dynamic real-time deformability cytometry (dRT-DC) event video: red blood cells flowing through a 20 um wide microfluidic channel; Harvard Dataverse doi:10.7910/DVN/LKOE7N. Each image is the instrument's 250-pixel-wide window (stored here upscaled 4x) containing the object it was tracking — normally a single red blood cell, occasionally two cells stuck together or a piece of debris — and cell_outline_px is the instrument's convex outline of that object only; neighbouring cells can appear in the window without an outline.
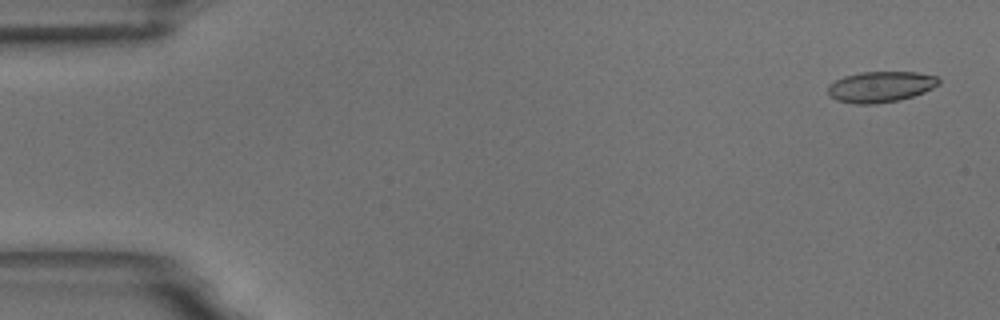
{"species": "common noctule bat (a hibernating species)", "species_latin": "Nyctalus noctula", "temperature_condition": "room temperature", "stored_images_in_passage": 54, "camera_frame_rate_fps": 3000, "um_per_image_px": 0.085, "animal": {"sex": "male", "body_mass_g": 18.8}, "frame": {"image": 1, "passage_image": 2, "time_ms": 0.333, "image_size_px": [1000, 320], "cell_outline_px": [[940, 84], [924, 92], [900, 100], [876, 104], [856, 104], [836, 100], [828, 96], [828, 84], [844, 76], [860, 72], [916, 72], [936, 76], [940, 80]], "centroid_in_image_um": [74.83, 7.38], "position_along_channel_um": 10.2, "area_um2": 20.06}}
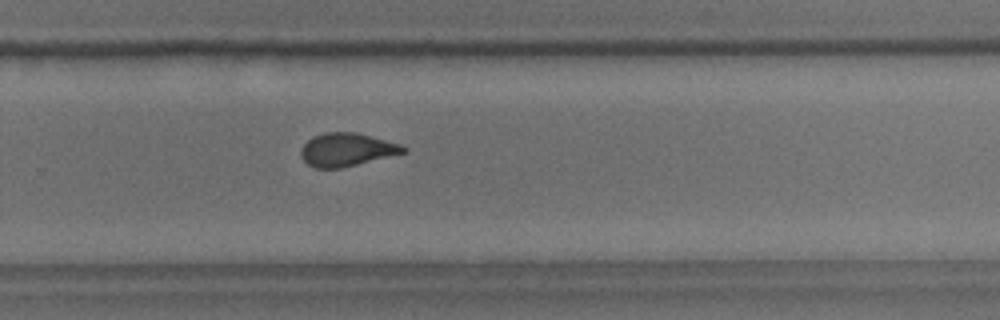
{"frame": {"image": 2, "passage_image": 36, "time_ms": 11.667, "image_size_px": [1000, 320], "cell_outline_px": [[408, 148], [404, 152], [340, 168], [316, 168], [308, 164], [300, 156], [300, 148], [312, 136], [328, 132], [356, 132], [400, 144]], "centroid_in_image_um": [29.42, 12.71], "position_along_channel_um": 300.4, "area_um2": 19.48}}
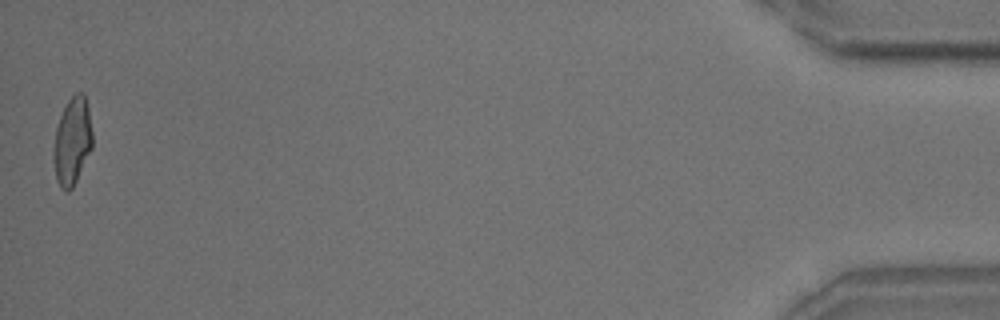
{"frame": {"image": 3, "passage_image": 54, "time_ms": 17.667, "image_size_px": [1000, 320], "cell_outline_px": [[92, 148], [72, 188], [68, 192], [60, 188], [56, 180], [52, 156], [52, 152], [56, 128], [60, 116], [68, 100], [76, 92], [84, 92], [88, 108], [92, 132]], "centroid_in_image_um": [6.12, 12.01], "position_along_channel_um": 429.1, "area_um2": 19.88}, "authors_computed_cell_mechanics": {"area_um2": 20.23, "velocity_mm_per_s": 3.6987, "shape_relaxation_time_tau1_ms": 9.0245, "shape_relaxation_time_tau2_ms": 1.3498, "deformation_change_tau1": 0.2092, "deformation_change_tau2": 0.0755}}